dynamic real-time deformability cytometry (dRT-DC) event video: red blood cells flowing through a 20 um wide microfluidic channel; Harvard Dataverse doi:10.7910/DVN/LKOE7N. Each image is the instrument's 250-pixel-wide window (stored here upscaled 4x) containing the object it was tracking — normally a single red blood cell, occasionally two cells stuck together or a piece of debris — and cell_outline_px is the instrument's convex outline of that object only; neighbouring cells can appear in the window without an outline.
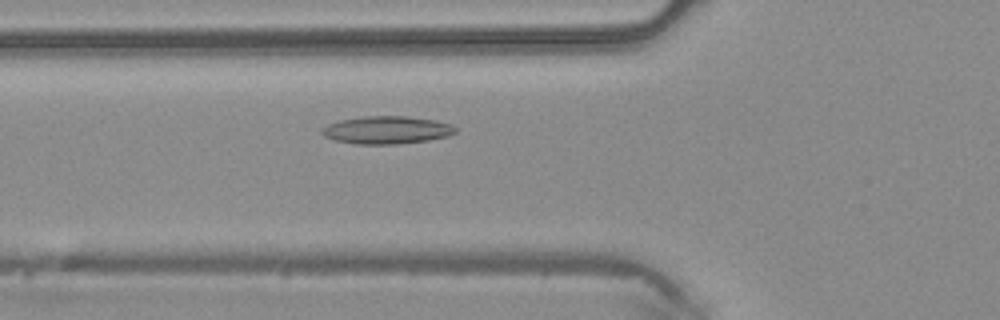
{"species": "common noctule bat (a hibernating species)", "species_latin": "Nyctalus noctula", "temperature_condition": "warm", "stored_images_in_passage": 37, "camera_frame_rate_fps": 3000, "um_per_image_px": 0.085, "animal": {"sex": "male", "body_mass_g": 20.4}, "frame": {"image": 1, "passage_image": 8, "time_ms": 2.333, "image_size_px": [1000, 320], "cell_outline_px": [[456, 132], [448, 136], [428, 140], [396, 144], [356, 144], [332, 140], [324, 136], [320, 132], [328, 124], [340, 120], [364, 116], [408, 116], [436, 120], [452, 124], [456, 128]], "centroid_in_image_um": [32.88, 11.05], "position_along_channel_um": 92.9, "area_um2": 21.68}}
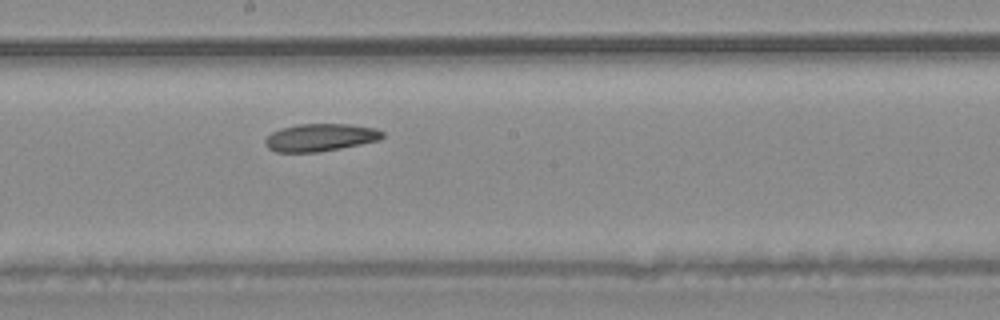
{"frame": {"image": 2, "passage_image": 17, "time_ms": 5.333, "image_size_px": [1000, 320], "cell_outline_px": [[384, 136], [380, 140], [340, 148], [316, 152], [276, 152], [268, 148], [264, 144], [264, 140], [272, 132], [280, 128], [296, 124], [352, 124], [376, 128], [384, 132]], "centroid_in_image_um": [27.22, 11.67], "position_along_channel_um": 221.0, "area_um2": 18.96}}
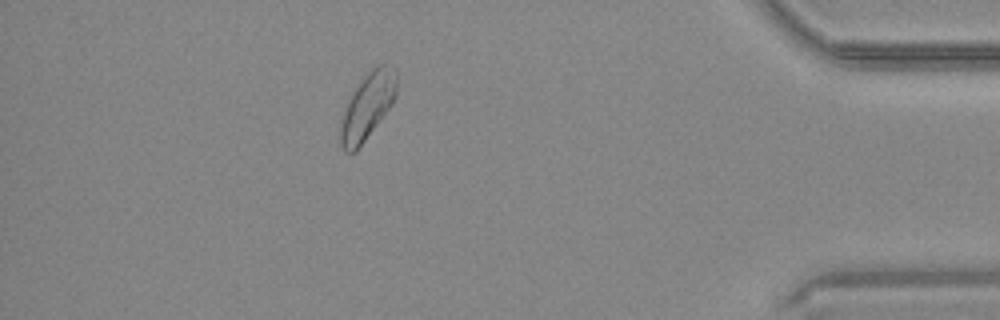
{"frame": {"image": 3, "passage_image": 33, "time_ms": 10.667, "image_size_px": [1000, 320], "cell_outline_px": [[396, 96], [392, 104], [356, 152], [344, 152], [340, 144], [340, 124], [348, 100], [364, 76], [376, 64], [392, 64], [396, 68]], "centroid_in_image_um": [31.25, 9.01], "position_along_channel_um": 404.0, "area_um2": 21.62}}